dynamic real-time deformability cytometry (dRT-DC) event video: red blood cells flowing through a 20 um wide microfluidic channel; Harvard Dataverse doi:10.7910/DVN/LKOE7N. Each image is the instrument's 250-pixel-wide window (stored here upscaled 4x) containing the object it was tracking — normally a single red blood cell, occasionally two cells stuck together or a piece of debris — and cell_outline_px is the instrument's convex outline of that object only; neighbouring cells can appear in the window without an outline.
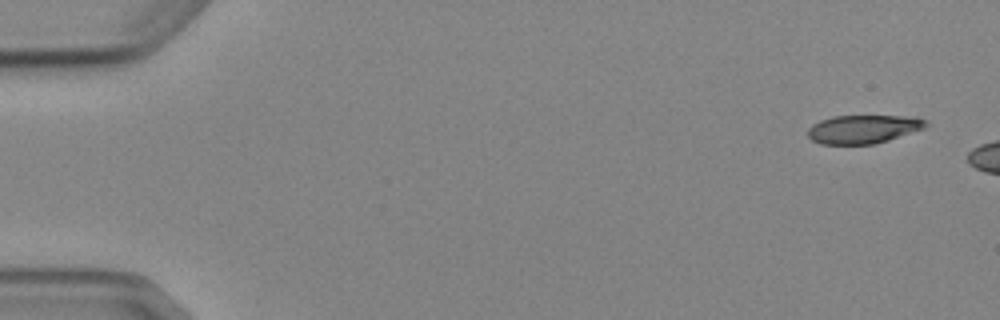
{"species": "Egyptian fruit bat (a non-hibernating species)", "species_latin": "Rousettus aegyptiacus", "temperature_condition": "cold", "stored_images_in_passage": 3, "camera_frame_rate_fps": 3000, "um_per_image_px": 0.085, "animal": {"sex": "female"}, "frame": {"image": 1, "passage_image": 1, "time_ms": 0.0, "image_size_px": [1000, 320], "cell_outline_px": [[928, 124], [924, 128], [876, 144], [820, 144], [812, 140], [808, 136], [808, 128], [812, 124], [820, 120], [832, 116], [916, 116], [928, 120]], "centroid_in_image_um": [73.38, 10.97], "position_along_channel_um": 11.6, "area_um2": 19.71}}